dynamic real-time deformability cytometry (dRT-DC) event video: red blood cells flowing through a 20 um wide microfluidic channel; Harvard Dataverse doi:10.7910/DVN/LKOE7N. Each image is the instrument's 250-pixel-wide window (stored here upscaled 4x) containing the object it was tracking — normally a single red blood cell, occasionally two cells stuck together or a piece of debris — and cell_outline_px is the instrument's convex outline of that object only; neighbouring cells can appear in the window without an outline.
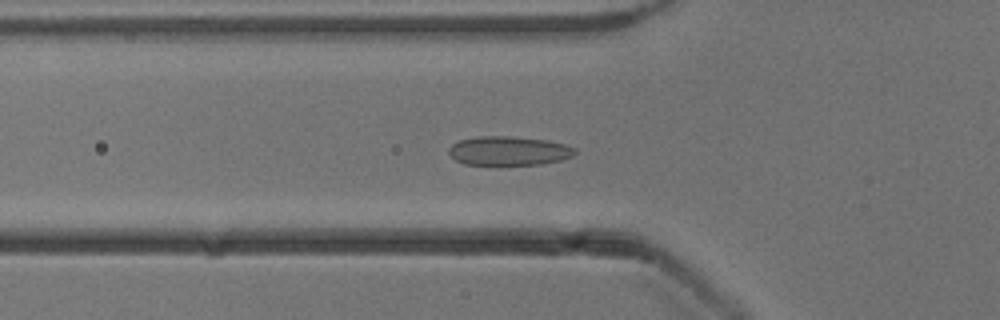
{"species": "common noctule bat (a hibernating species)", "species_latin": "Nyctalus noctula", "temperature_condition": "cold", "stored_images_in_passage": 40, "camera_frame_rate_fps": 3000, "um_per_image_px": 0.085, "animal": {"sex": "male", "body_mass_g": 13.3}, "frame": {"image": 1, "passage_image": 6, "time_ms": 1.667, "image_size_px": [1000, 320], "cell_outline_px": [[576, 152], [572, 156], [560, 160], [540, 164], [464, 164], [456, 160], [448, 152], [448, 148], [452, 144], [460, 140], [476, 136], [508, 136], [548, 140], [564, 144], [576, 148]], "centroid_in_image_um": [43.24, 12.81], "position_along_channel_um": 82.6, "area_um2": 21.21}}
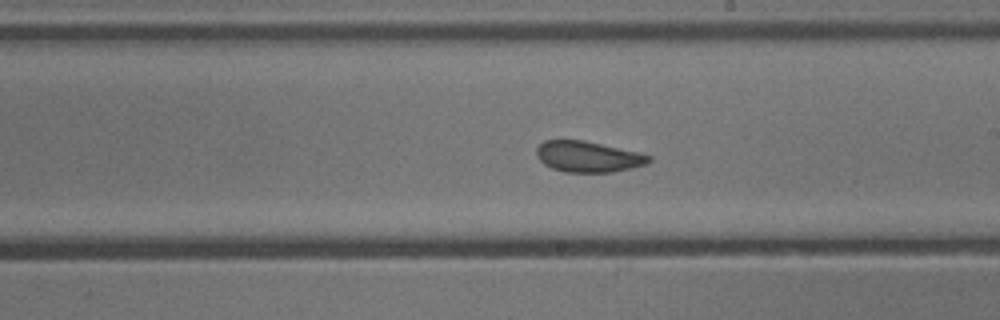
{"frame": {"image": 2, "passage_image": 18, "time_ms": 5.667, "image_size_px": [1000, 320], "cell_outline_px": [[652, 160], [648, 164], [632, 168], [612, 172], [564, 172], [552, 168], [544, 164], [536, 156], [536, 148], [544, 140], [584, 140], [636, 152], [652, 156]], "centroid_in_image_um": [49.98, 13.32], "position_along_channel_um": 239.0, "area_um2": 20.23}}
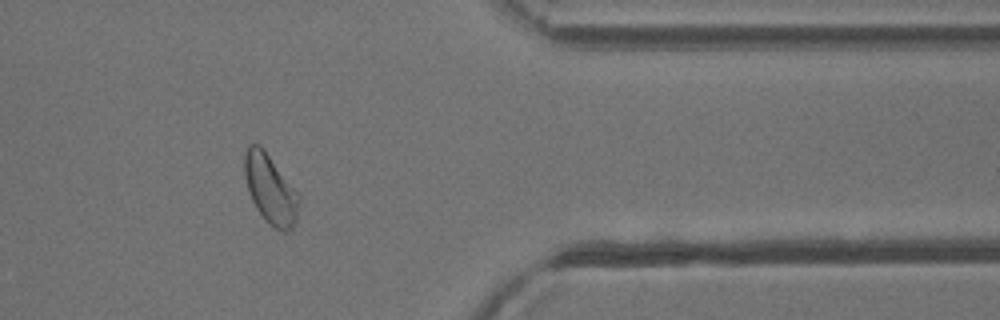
{"frame": {"image": 3, "passage_image": 31, "time_ms": 10.0, "image_size_px": [1000, 320], "cell_outline_px": [[300, 200], [296, 220], [292, 228], [288, 232], [280, 232], [268, 224], [256, 208], [252, 200], [244, 176], [244, 152], [248, 144], [260, 144], [300, 196]], "centroid_in_image_um": [22.97, 16.1], "position_along_channel_um": 388.4, "area_um2": 21.96}, "authors_computed_cell_mechanics": {"area_um2": 21.5016, "velocity_mm_per_s": 3.8854, "shape_relaxation_time_tau1_ms": 4.066, "shape_relaxation_time_tau2_ms": 0.9947, "deformation_change_tau1": 0.0809, "deformation_change_tau2": 0.0591}}